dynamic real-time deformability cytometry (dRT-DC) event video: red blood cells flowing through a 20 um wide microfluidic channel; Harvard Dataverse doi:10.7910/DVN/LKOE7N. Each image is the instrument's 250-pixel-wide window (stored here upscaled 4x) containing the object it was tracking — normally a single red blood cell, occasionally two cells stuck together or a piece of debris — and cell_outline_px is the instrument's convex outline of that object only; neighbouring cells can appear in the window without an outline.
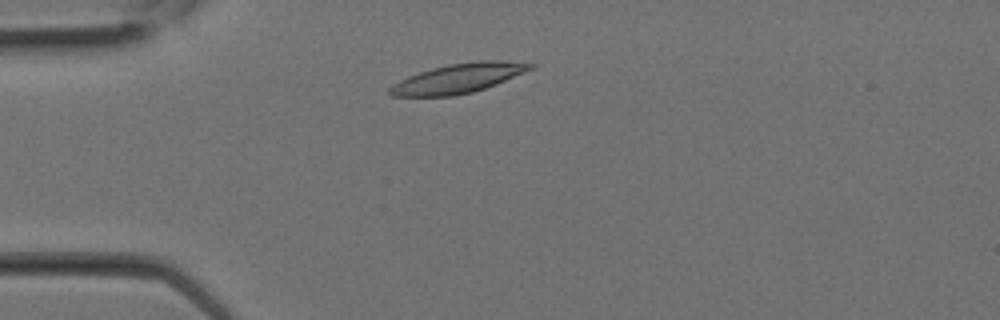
{"species": "Egyptian fruit bat (a non-hibernating species)", "species_latin": "Rousettus aegyptiacus", "temperature_condition": "room temperature", "stored_images_in_passage": 4, "camera_frame_rate_fps": 3000, "um_per_image_px": 0.085, "animal": {"sex": "female"}, "frame": {"image": 1, "passage_image": 3, "time_ms": 0.667, "image_size_px": [1000, 320], "cell_outline_px": [[536, 68], [496, 84], [472, 92], [452, 96], [392, 96], [388, 92], [388, 88], [392, 84], [408, 76], [432, 68], [448, 64], [476, 60], [500, 60], [536, 64]], "centroid_in_image_um": [38.98, 6.65], "position_along_channel_um": 46.0, "area_um2": 24.22}}